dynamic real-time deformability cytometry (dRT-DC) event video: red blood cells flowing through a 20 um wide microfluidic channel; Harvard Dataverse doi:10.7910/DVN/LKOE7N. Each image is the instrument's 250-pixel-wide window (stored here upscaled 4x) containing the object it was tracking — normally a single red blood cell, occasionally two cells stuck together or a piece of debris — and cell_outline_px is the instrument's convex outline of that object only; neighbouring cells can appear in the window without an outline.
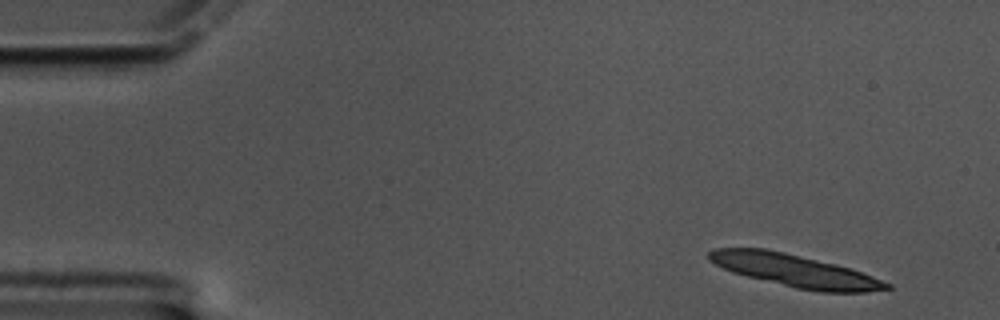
{"species": "common noctule bat (a hibernating species)", "species_latin": "Nyctalus noctula", "temperature_condition": "cold", "stored_images_in_passage": 13, "camera_frame_rate_fps": 3000, "um_per_image_px": 0.085, "animal": {"sex": "male", "body_mass_g": 17.5, "forearm_length_mm": 52.3}, "frame": {"image": 1, "passage_image": 1, "time_ms": 0.0, "image_size_px": [1000, 320], "cell_outline_px": [[892, 288], [868, 292], [820, 292], [796, 288], [732, 272], [708, 260], [708, 252], [712, 248], [768, 248], [836, 264], [852, 268], [892, 284]], "centroid_in_image_um": [67.59, 22.99], "position_along_channel_um": 17.4, "area_um2": 33.58}}